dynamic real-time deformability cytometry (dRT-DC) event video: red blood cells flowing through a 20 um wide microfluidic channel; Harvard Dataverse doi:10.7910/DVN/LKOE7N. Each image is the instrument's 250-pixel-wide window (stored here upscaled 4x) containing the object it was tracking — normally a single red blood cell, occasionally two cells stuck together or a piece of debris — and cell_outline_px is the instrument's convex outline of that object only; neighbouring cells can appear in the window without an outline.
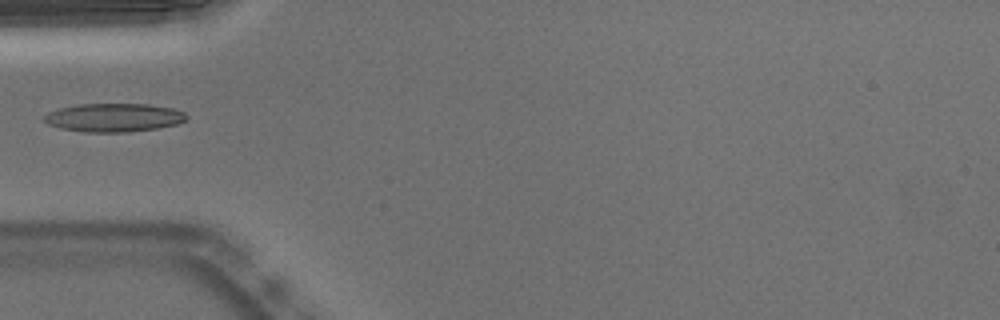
{"species": "Egyptian fruit bat (a non-hibernating species)", "species_latin": "Rousettus aegyptiacus", "temperature_condition": "warm", "stored_images_in_passage": 37, "camera_frame_rate_fps": 3000, "um_per_image_px": 0.085, "animal": {"sex": "male"}, "frame": {"image": 1, "passage_image": 1, "time_ms": 0.0, "image_size_px": [1000, 320], "cell_outline_px": [[188, 116], [184, 120], [176, 124], [156, 128], [128, 132], [84, 132], [60, 128], [48, 124], [44, 120], [44, 116], [48, 112], [60, 108], [80, 104], [148, 104], [172, 108], [184, 112]], "centroid_in_image_um": [9.66, 9.99], "position_along_channel_um": 75.3, "area_um2": 23.47}}
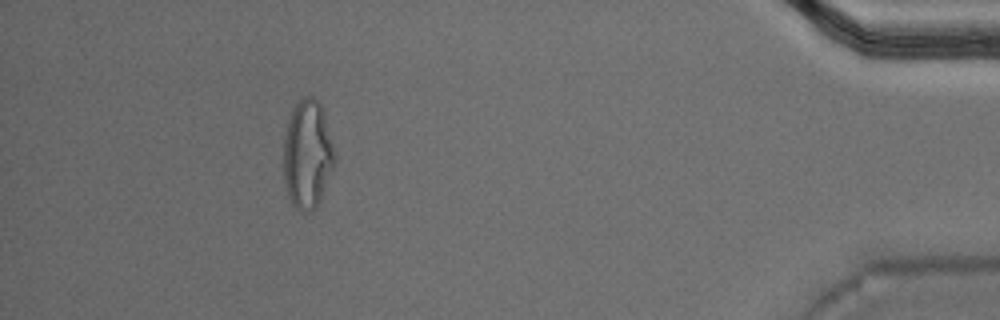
{"frame": {"image": 2, "passage_image": 32, "time_ms": 10.333, "image_size_px": [1000, 320], "cell_outline_px": [[336, 160], [320, 200], [316, 208], [312, 212], [300, 212], [292, 204], [288, 196], [284, 180], [284, 136], [288, 120], [292, 108], [304, 96], [312, 96], [320, 104], [324, 116], [336, 156]], "centroid_in_image_um": [26.12, 13.16], "position_along_channel_um": 409.1, "area_um2": 32.25}}